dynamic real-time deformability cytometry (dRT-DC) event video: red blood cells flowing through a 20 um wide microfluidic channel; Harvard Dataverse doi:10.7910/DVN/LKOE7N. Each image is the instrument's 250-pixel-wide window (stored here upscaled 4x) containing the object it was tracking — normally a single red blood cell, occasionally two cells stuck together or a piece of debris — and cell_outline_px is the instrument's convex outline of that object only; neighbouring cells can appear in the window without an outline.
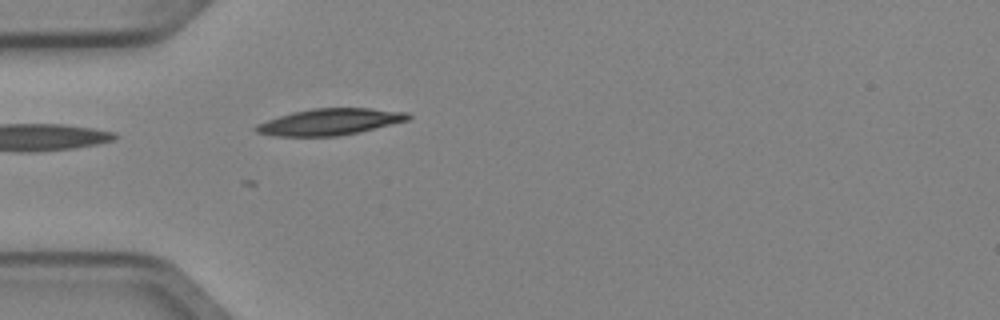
{"species": "Egyptian fruit bat (a non-hibernating species)", "species_latin": "Rousettus aegyptiacus", "temperature_condition": "cold", "stored_images_in_passage": 1, "camera_frame_rate_fps": 3000, "um_per_image_px": 0.085, "animal": {"sex": "female"}, "frame": {"image": 1, "passage_image": 1, "time_ms": 0.0, "image_size_px": [1000, 320], "cell_outline_px": [[412, 116], [408, 120], [356, 132], [336, 136], [276, 136], [256, 132], [252, 128], [256, 124], [292, 112], [312, 108], [368, 108], [408, 112]], "centroid_in_image_um": [28.0, 10.35], "position_along_channel_um": 57.0, "area_um2": 23.18}}